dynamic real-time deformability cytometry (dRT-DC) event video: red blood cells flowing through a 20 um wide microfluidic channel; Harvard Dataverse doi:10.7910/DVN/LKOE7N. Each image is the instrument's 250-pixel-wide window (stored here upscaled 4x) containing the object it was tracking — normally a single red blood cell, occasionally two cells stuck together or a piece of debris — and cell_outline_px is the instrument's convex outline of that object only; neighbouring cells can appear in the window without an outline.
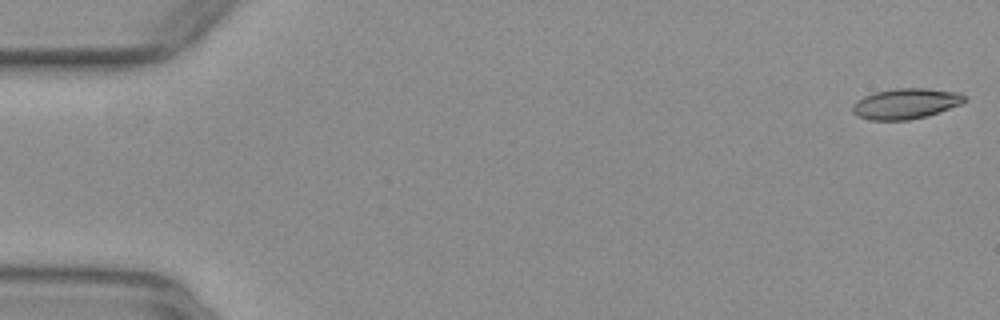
{"species": "common noctule bat (a hibernating species)", "species_latin": "Nyctalus noctula", "temperature_condition": "warm", "stored_images_in_passage": 51, "camera_frame_rate_fps": 3000, "um_per_image_px": 0.085, "animal": {"sex": "female", "body_mass_g": 29.2, "forearm_length_mm": 56.3}, "frame": {"image": 1, "passage_image": 1, "time_ms": 0.0, "image_size_px": [1000, 320], "cell_outline_px": [[968, 100], [960, 104], [928, 116], [908, 120], [868, 120], [856, 116], [852, 112], [852, 108], [864, 96], [876, 92], [896, 88], [924, 88], [960, 92]], "centroid_in_image_um": [77.01, 8.81], "position_along_channel_um": 8.0, "area_um2": 19.83}}
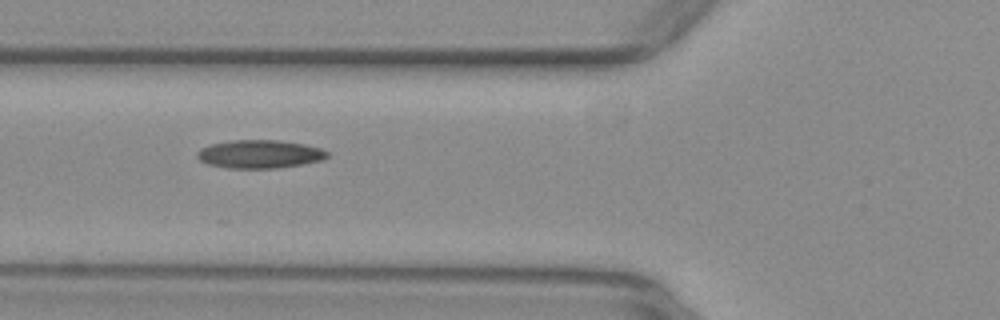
{"frame": {"image": 2, "passage_image": 20, "time_ms": 6.333, "image_size_px": [1000, 320], "cell_outline_px": [[328, 156], [324, 160], [304, 164], [276, 168], [228, 168], [208, 164], [200, 160], [196, 156], [196, 152], [200, 148], [212, 144], [232, 140], [280, 140], [304, 144], [320, 148], [328, 152]], "centroid_in_image_um": [22.08, 13.1], "position_along_channel_um": 103.7, "area_um2": 21.5}}
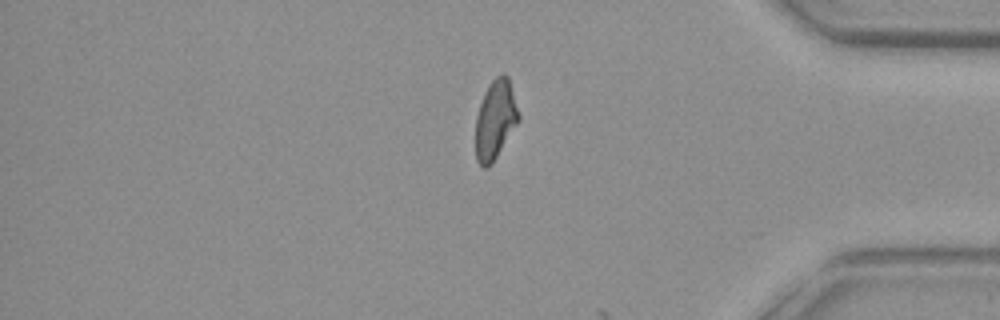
{"frame": {"image": 3, "passage_image": 44, "time_ms": 14.333, "image_size_px": [1000, 320], "cell_outline_px": [[520, 120], [492, 164], [488, 168], [480, 168], [476, 160], [476, 116], [484, 92], [488, 84], [500, 72], [504, 72], [508, 76], [520, 116]], "centroid_in_image_um": [42.1, 10.18], "position_along_channel_um": 393.1, "area_um2": 20.11}, "authors_computed_cell_mechanics": {"area_um2": 20.2878, "velocity_mm_per_s": 3.9489, "shape_relaxation_time_tau1_ms": 7.4721, "shape_relaxation_time_tau2_ms": 3.6449, "deformation_change_tau1": 0.21, "deformation_change_tau2": 0.1164}}